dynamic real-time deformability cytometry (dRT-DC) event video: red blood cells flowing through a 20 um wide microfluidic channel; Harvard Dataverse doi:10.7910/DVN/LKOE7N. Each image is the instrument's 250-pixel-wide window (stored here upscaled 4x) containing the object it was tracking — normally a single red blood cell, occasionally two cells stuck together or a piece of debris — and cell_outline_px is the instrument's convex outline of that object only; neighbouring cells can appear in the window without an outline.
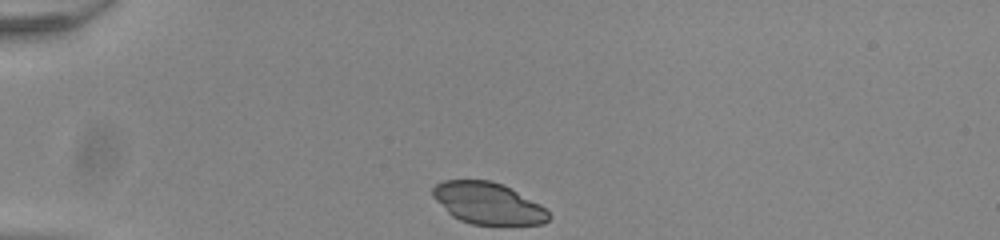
{"species": "common noctule bat (a hibernating species)", "species_latin": "Nyctalus noctula", "temperature_condition": "room temperature", "stored_images_in_passage": 33, "camera_frame_rate_fps": 3000, "um_per_image_px": 0.085, "animal": {"sex": "male", "body_mass_g": 20.0, "forearm_length_mm": 53.3}, "frame": {"image": 1, "passage_image": 1, "time_ms": 0.0, "image_size_px": [1000, 240], "cell_outline_px": [[552, 216], [544, 224], [472, 224], [460, 220], [452, 216], [432, 196], [432, 188], [436, 184], [444, 180], [488, 180], [504, 184], [540, 204]], "centroid_in_image_um": [41.48, 17.27], "position_along_channel_um": 43.5, "area_um2": 28.03}}